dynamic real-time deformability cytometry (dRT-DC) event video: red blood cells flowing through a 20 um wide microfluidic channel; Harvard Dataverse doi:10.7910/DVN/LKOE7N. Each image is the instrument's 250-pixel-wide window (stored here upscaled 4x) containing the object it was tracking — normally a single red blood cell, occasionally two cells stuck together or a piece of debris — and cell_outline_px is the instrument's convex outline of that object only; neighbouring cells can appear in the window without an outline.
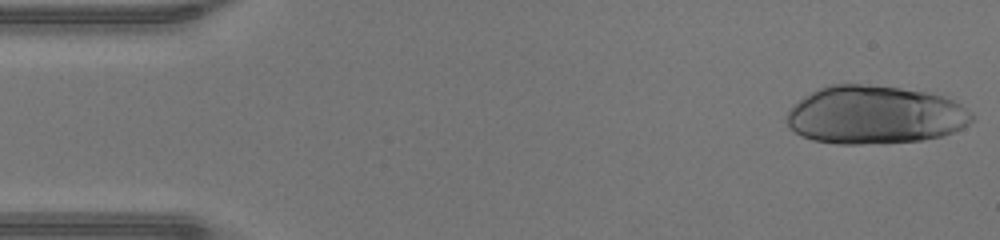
{"species": "human", "species_latin": "Homo sapiens", "temperature_condition": "warm", "stored_images_in_passage": 16, "camera_frame_rate_fps": 3000, "um_per_image_px": 0.085, "donor": {"sex": "male"}, "frame": {"image": 1, "passage_image": 1, "time_ms": 0.0, "image_size_px": [1000, 240], "cell_outline_px": [[976, 116], [968, 124], [944, 136], [924, 140], [860, 144], [836, 144], [812, 140], [796, 132], [784, 120], [788, 112], [804, 96], [820, 88], [832, 84], [860, 84], [900, 88], [924, 92], [944, 96], [960, 104], [972, 112]], "centroid_in_image_um": [74.38, 9.77], "position_along_channel_um": 10.6, "area_um2": 62.6}}